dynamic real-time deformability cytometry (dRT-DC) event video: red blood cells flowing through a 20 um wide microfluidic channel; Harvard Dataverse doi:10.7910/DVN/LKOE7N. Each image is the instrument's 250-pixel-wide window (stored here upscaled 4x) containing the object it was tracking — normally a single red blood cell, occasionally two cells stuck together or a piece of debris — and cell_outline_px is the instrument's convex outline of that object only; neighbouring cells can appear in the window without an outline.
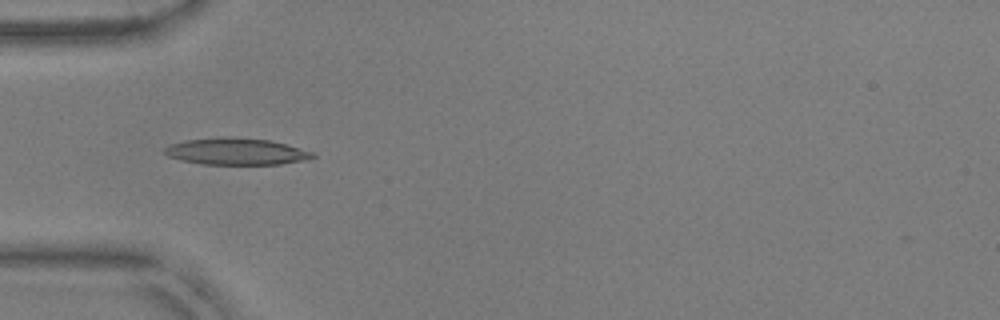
{"species": "common noctule bat (a hibernating species)", "species_latin": "Nyctalus noctula", "temperature_condition": "warm", "stored_images_in_passage": 52, "camera_frame_rate_fps": 3000, "um_per_image_px": 0.085, "animal": {"sex": "male", "body_mass_g": 17.9, "forearm_length_mm": 54.2}, "frame": {"image": 1, "passage_image": 16, "time_ms": 5.0, "image_size_px": [1000, 320], "cell_outline_px": [[316, 156], [308, 160], [280, 164], [204, 164], [180, 160], [168, 156], [164, 152], [164, 148], [172, 144], [184, 140], [228, 136], [268, 140], [316, 152]], "centroid_in_image_um": [20.11, 12.87], "position_along_channel_um": 64.9, "area_um2": 23.06}}
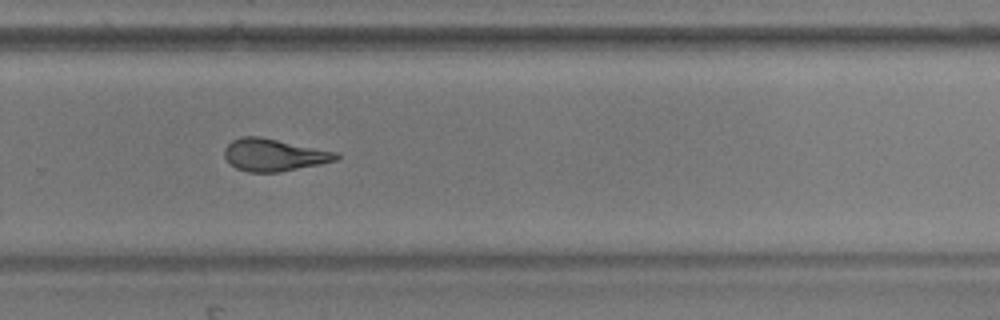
{"frame": {"image": 2, "passage_image": 35, "time_ms": 11.333, "image_size_px": [1000, 320], "cell_outline_px": [[340, 156], [336, 160], [320, 164], [280, 172], [248, 172], [236, 168], [224, 156], [224, 148], [232, 140], [240, 136], [260, 136], [340, 152]], "centroid_in_image_um": [23.31, 13.15], "position_along_channel_um": 306.5, "area_um2": 21.21}}
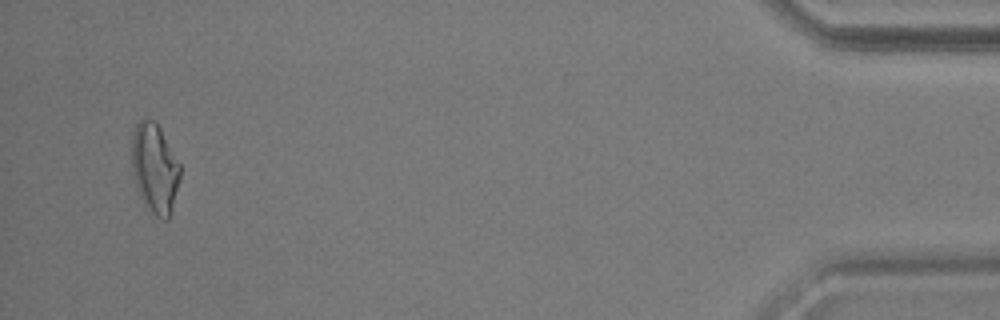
{"frame": {"image": 3, "passage_image": 50, "time_ms": 16.333, "image_size_px": [1000, 320], "cell_outline_px": [[180, 180], [172, 212], [168, 220], [164, 220], [156, 216], [144, 204], [136, 184], [132, 168], [132, 136], [136, 124], [144, 116], [152, 120], [160, 128], [180, 164]], "centroid_in_image_um": [13.17, 14.31], "position_along_channel_um": 422.0, "area_um2": 25.26}, "authors_computed_cell_mechanics": {"area_um2": 21.2704, "velocity_mm_per_s": 3.8259, "shape_relaxation_time_tau1_ms": null, "shape_relaxation_time_tau2_ms": 2.0805, "deformation_change_tau1": null, "deformation_change_tau2": 0.1153}}